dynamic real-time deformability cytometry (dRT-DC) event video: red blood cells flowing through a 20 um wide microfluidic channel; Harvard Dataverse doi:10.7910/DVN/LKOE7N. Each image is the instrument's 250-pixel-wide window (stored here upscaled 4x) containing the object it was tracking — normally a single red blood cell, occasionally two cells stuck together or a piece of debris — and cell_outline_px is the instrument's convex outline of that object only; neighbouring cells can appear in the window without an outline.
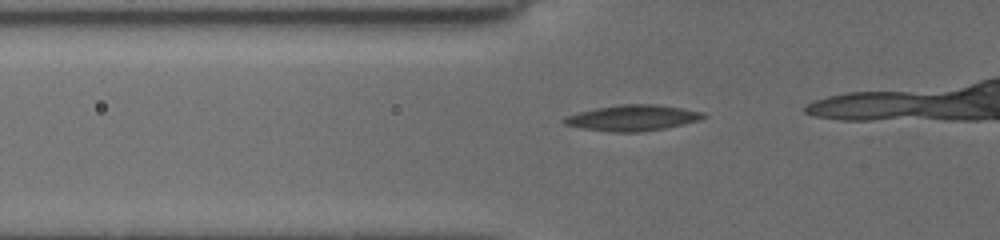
{"species": "common noctule bat (a hibernating species)", "species_latin": "Nyctalus noctula", "temperature_condition": "cold", "stored_images_in_passage": 12, "camera_frame_rate_fps": 3000, "um_per_image_px": 0.085, "animal": {"sex": "female", "body_mass_g": 19.5, "forearm_length_mm": 54.1}, "frame": {"image": 1, "passage_image": 6, "time_ms": 1.667, "image_size_px": [1000, 240], "cell_outline_px": [[708, 116], [700, 120], [664, 128], [636, 132], [616, 132], [584, 128], [564, 124], [560, 120], [564, 116], [596, 108], [620, 104], [656, 104], [704, 112]], "centroid_in_image_um": [53.76, 10.01], "position_along_channel_um": 72.0, "area_um2": 20.75}}
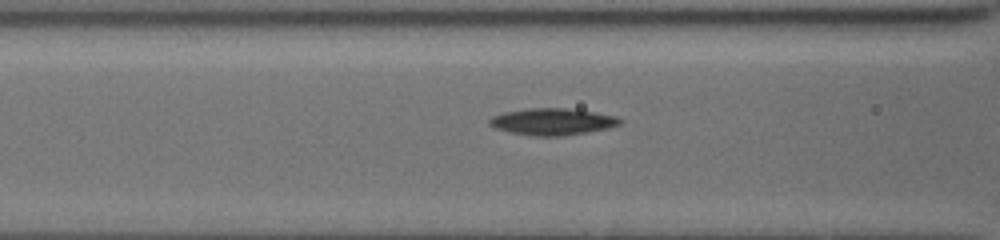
{"frame": {"image": 2, "passage_image": 10, "time_ms": 3.0, "image_size_px": [1000, 240], "cell_outline_px": [[624, 120], [620, 124], [608, 128], [588, 132], [564, 136], [536, 136], [512, 132], [496, 128], [488, 124], [488, 120], [492, 116], [504, 112], [528, 108], [568, 108], [616, 116]], "centroid_in_image_um": [46.97, 10.34], "position_along_channel_um": 119.6, "area_um2": 20.29}}